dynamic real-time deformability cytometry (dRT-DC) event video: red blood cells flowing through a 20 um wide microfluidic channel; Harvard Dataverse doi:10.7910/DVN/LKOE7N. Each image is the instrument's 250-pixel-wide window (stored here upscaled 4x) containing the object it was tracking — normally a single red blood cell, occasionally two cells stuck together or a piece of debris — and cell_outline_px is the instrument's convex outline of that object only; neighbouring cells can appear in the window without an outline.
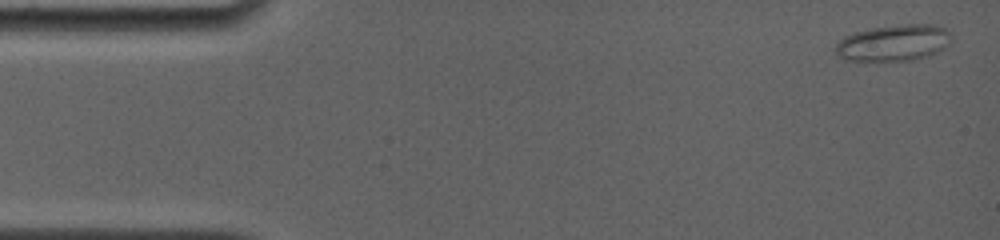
{"species": "common noctule bat (a hibernating species)", "species_latin": "Nyctalus noctula", "temperature_condition": "room temperature", "stored_images_in_passage": 48, "camera_frame_rate_fps": 4000, "um_per_image_px": 0.085, "animal": {"sex": "female", "body_mass_g": 19.0, "forearm_length_mm": 56.7}, "frame": {"image": 1, "passage_image": 1, "time_ms": 0.0, "image_size_px": [1000, 240], "cell_outline_px": [[952, 40], [944, 48], [928, 56], [912, 60], [844, 60], [836, 56], [832, 48], [844, 36], [852, 32], [868, 28], [908, 24], [932, 24], [944, 28], [952, 32]], "centroid_in_image_um": [75.92, 3.63], "position_along_channel_um": 9.1, "area_um2": 24.85}}
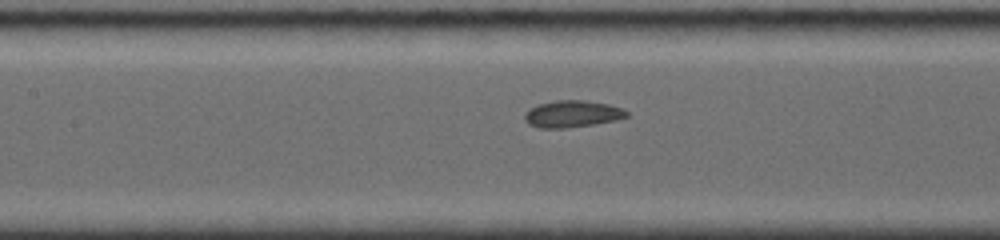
{"frame": {"image": 2, "passage_image": 21, "time_ms": 7.0, "image_size_px": [1000, 240], "cell_outline_px": [[628, 116], [616, 120], [596, 124], [568, 128], [540, 128], [528, 124], [524, 120], [524, 116], [532, 108], [540, 104], [556, 100], [584, 100], [608, 104], [624, 108], [628, 112]], "centroid_in_image_um": [48.68, 9.69], "position_along_channel_um": 158.7, "area_um2": 15.95}}
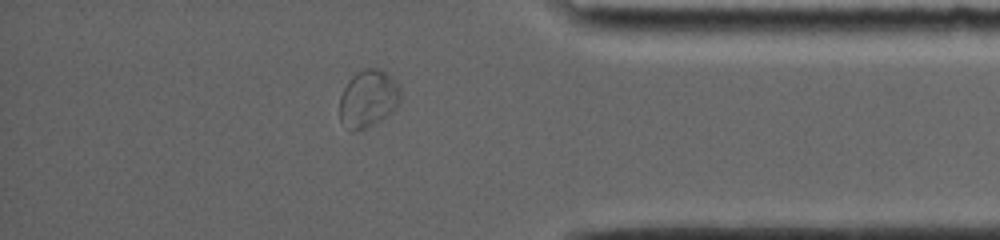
{"frame": {"image": 3, "passage_image": 41, "time_ms": 13.75, "image_size_px": [1000, 240], "cell_outline_px": [[400, 100], [396, 108], [372, 124], [356, 132], [352, 132], [340, 124], [340, 96], [348, 80], [356, 72], [364, 68], [380, 68], [396, 80], [400, 84]], "centroid_in_image_um": [31.28, 8.37], "position_along_channel_um": 403.9, "area_um2": 20.52}, "authors_computed_cell_mechanics": {"area_um2": 16.3863, "velocity_mm_per_s": 3.7759, "shape_relaxation_time_tau1_ms": 7.325, "shape_relaxation_time_tau2_ms": null, "deformation_change_tau1": 0.1234, "deformation_change_tau2": null}}